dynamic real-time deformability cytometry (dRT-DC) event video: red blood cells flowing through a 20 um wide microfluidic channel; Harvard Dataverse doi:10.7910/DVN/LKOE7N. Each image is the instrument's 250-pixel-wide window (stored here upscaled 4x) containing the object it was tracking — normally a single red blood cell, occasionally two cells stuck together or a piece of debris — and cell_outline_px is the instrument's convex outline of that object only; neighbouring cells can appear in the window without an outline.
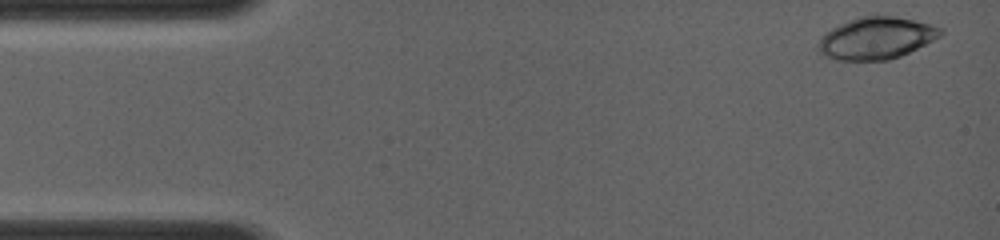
{"species": "common noctule bat (a hibernating species)", "species_latin": "Nyctalus noctula", "temperature_condition": "room temperature", "stored_images_in_passage": 6, "camera_frame_rate_fps": 4000, "um_per_image_px": 0.085, "animal": {"sex": "female", "body_mass_g": 19.0, "forearm_length_mm": 56.7}, "frame": {"image": 1, "passage_image": 1, "time_ms": 0.0, "image_size_px": [1000, 240], "cell_outline_px": [[944, 32], [940, 36], [900, 56], [888, 60], [836, 60], [824, 56], [816, 48], [816, 44], [832, 28], [840, 24], [860, 16], [896, 16], [916, 20], [932, 24], [944, 28]], "centroid_in_image_um": [74.49, 3.24], "position_along_channel_um": 10.5, "area_um2": 29.77}}
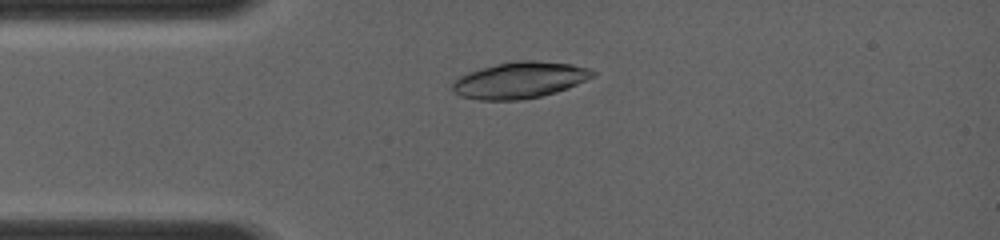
{"frame": {"image": 2, "passage_image": 6, "time_ms": 2.75, "image_size_px": [1000, 240], "cell_outline_px": [[596, 76], [568, 88], [556, 92], [540, 96], [520, 100], [480, 100], [460, 96], [452, 88], [452, 84], [460, 76], [468, 72], [480, 68], [496, 64], [516, 60], [536, 60], [572, 64], [588, 68], [596, 72]], "centroid_in_image_um": [44.21, 6.8], "position_along_channel_um": 40.8, "area_um2": 29.77}}